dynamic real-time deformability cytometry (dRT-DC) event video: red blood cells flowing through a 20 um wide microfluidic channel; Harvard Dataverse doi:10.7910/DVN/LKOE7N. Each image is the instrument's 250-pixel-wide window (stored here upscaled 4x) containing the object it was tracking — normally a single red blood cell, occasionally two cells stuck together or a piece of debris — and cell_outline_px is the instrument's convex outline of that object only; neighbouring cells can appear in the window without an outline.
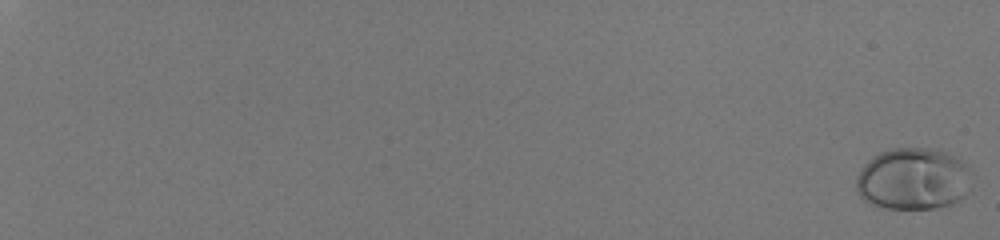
{"species": "human", "species_latin": "Homo sapiens", "temperature_condition": "room temperature", "stored_images_in_passage": 54, "camera_frame_rate_fps": 3000, "um_per_image_px": 0.085, "donor": {"sex": "male"}, "frame": {"image": 1, "passage_image": 1, "time_ms": 0.0, "image_size_px": [1000, 240], "cell_outline_px": [[968, 168], [964, 196], [960, 200], [952, 204], [932, 208], [884, 208], [872, 204], [864, 200], [860, 196], [856, 188], [856, 176], [864, 164], [868, 160], [880, 152], [892, 148], [940, 148], [964, 164]], "centroid_in_image_um": [77.54, 15.2], "position_along_channel_um": 7.5, "area_um2": 41.15}}
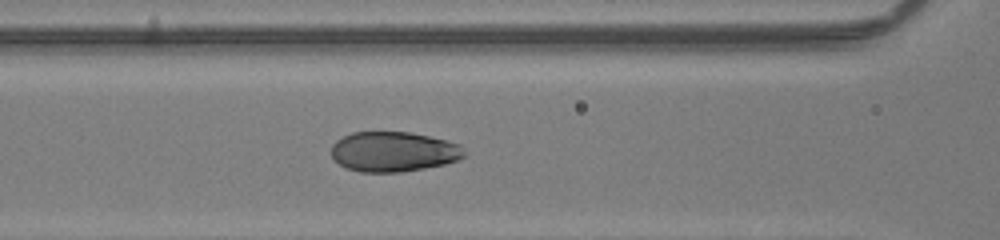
{"frame": {"image": 2, "passage_image": 32, "time_ms": 10.333, "image_size_px": [1000, 240], "cell_outline_px": [[464, 156], [456, 160], [444, 164], [424, 168], [400, 172], [360, 172], [348, 168], [332, 160], [332, 144], [336, 140], [352, 132], [408, 132], [428, 136], [460, 144], [464, 148]], "centroid_in_image_um": [33.42, 12.89], "position_along_channel_um": 133.2, "area_um2": 30.87}}
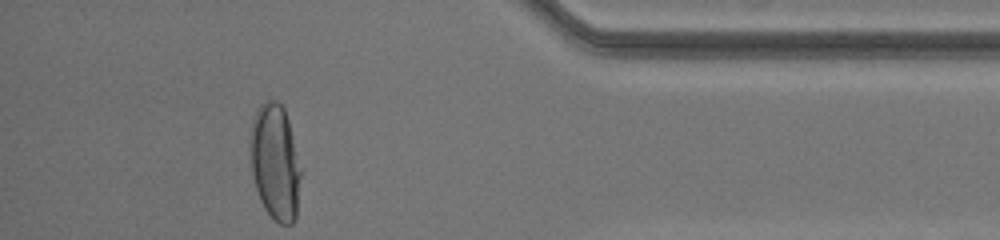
{"frame": {"image": 3, "passage_image": 54, "time_ms": 17.667, "image_size_px": [1000, 240], "cell_outline_px": [[304, 168], [296, 220], [292, 224], [280, 224], [264, 208], [260, 200], [256, 188], [252, 172], [248, 140], [252, 120], [256, 108], [264, 100], [276, 100], [284, 108]], "centroid_in_image_um": [23.43, 13.77], "position_along_channel_um": 411.8, "area_um2": 35.55}, "authors_computed_cell_mechanics": {"area_um2": 33.0616, "velocity_mm_per_s": 4.0882, "shape_relaxation_time_tau1_ms": 3.9824, "shape_relaxation_time_tau2_ms": null, "deformation_change_tau1": 0.1957, "deformation_change_tau2": null}}